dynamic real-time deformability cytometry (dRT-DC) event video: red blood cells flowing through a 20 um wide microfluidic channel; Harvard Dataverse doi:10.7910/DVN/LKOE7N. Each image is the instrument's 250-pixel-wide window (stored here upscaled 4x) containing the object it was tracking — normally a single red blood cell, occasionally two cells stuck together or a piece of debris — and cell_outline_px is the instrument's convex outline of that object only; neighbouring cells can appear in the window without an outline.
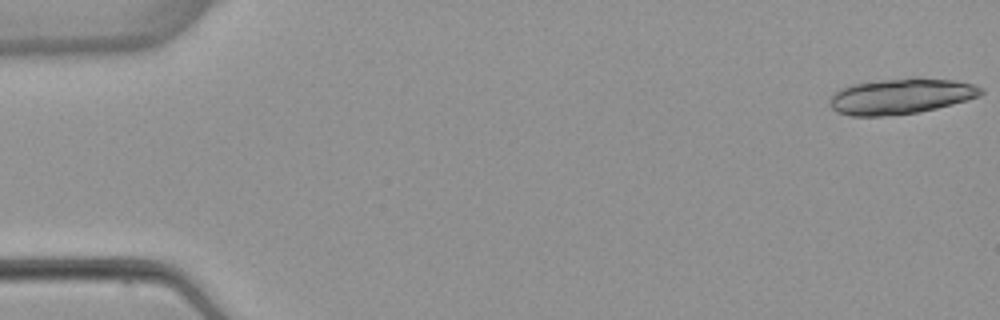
{"species": "common noctule bat (a hibernating species)", "species_latin": "Nyctalus noctula", "temperature_condition": "warm", "stored_images_in_passage": 6, "camera_frame_rate_fps": 3000, "um_per_image_px": 0.085, "animal": {"sex": "female", "body_mass_g": 22.7, "forearm_length_mm": 54.2}, "frame": {"image": 1, "passage_image": 1, "time_ms": 0.0, "image_size_px": [1000, 320], "cell_outline_px": [[984, 92], [980, 96], [968, 100], [936, 108], [916, 112], [880, 116], [852, 116], [836, 112], [828, 104], [828, 100], [840, 88], [852, 84], [908, 76], [916, 76], [956, 80], [976, 84], [984, 88]], "centroid_in_image_um": [76.61, 8.15], "position_along_channel_um": 8.4, "area_um2": 31.96}}